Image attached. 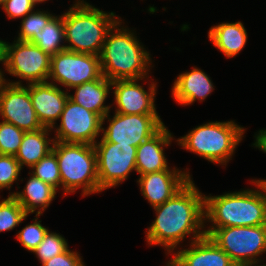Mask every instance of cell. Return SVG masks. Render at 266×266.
Returning <instances> with one entry per match:
<instances>
[{
	"label": "cell",
	"mask_w": 266,
	"mask_h": 266,
	"mask_svg": "<svg viewBox=\"0 0 266 266\" xmlns=\"http://www.w3.org/2000/svg\"><path fill=\"white\" fill-rule=\"evenodd\" d=\"M0 64H4L2 57H0ZM4 70L2 71L0 68V92L3 90L4 86L7 84V79L4 76Z\"/></svg>",
	"instance_id": "obj_35"
},
{
	"label": "cell",
	"mask_w": 266,
	"mask_h": 266,
	"mask_svg": "<svg viewBox=\"0 0 266 266\" xmlns=\"http://www.w3.org/2000/svg\"><path fill=\"white\" fill-rule=\"evenodd\" d=\"M75 93H69V98L82 107L98 114L103 118L110 113V105H105L108 95L111 93V81L105 78H98L91 82H85L81 85L74 86Z\"/></svg>",
	"instance_id": "obj_20"
},
{
	"label": "cell",
	"mask_w": 266,
	"mask_h": 266,
	"mask_svg": "<svg viewBox=\"0 0 266 266\" xmlns=\"http://www.w3.org/2000/svg\"><path fill=\"white\" fill-rule=\"evenodd\" d=\"M0 57H1V40H0Z\"/></svg>",
	"instance_id": "obj_40"
},
{
	"label": "cell",
	"mask_w": 266,
	"mask_h": 266,
	"mask_svg": "<svg viewBox=\"0 0 266 266\" xmlns=\"http://www.w3.org/2000/svg\"><path fill=\"white\" fill-rule=\"evenodd\" d=\"M261 261L247 262V263H239L234 266H266V264L261 265Z\"/></svg>",
	"instance_id": "obj_36"
},
{
	"label": "cell",
	"mask_w": 266,
	"mask_h": 266,
	"mask_svg": "<svg viewBox=\"0 0 266 266\" xmlns=\"http://www.w3.org/2000/svg\"><path fill=\"white\" fill-rule=\"evenodd\" d=\"M28 174L30 177L27 179L22 192H12L9 195H12L18 201L28 215L34 212L37 215H42L55 199L58 191L31 173Z\"/></svg>",
	"instance_id": "obj_21"
},
{
	"label": "cell",
	"mask_w": 266,
	"mask_h": 266,
	"mask_svg": "<svg viewBox=\"0 0 266 266\" xmlns=\"http://www.w3.org/2000/svg\"><path fill=\"white\" fill-rule=\"evenodd\" d=\"M173 99L178 105H190L196 100L204 101L214 90L211 78L203 70L193 67L192 70L181 72L172 86Z\"/></svg>",
	"instance_id": "obj_19"
},
{
	"label": "cell",
	"mask_w": 266,
	"mask_h": 266,
	"mask_svg": "<svg viewBox=\"0 0 266 266\" xmlns=\"http://www.w3.org/2000/svg\"><path fill=\"white\" fill-rule=\"evenodd\" d=\"M255 142L252 144L255 148H258L263 153H266V129H261L255 134Z\"/></svg>",
	"instance_id": "obj_34"
},
{
	"label": "cell",
	"mask_w": 266,
	"mask_h": 266,
	"mask_svg": "<svg viewBox=\"0 0 266 266\" xmlns=\"http://www.w3.org/2000/svg\"><path fill=\"white\" fill-rule=\"evenodd\" d=\"M0 116L19 129L28 132L43 128L32 105L29 90L22 81L7 80L0 92Z\"/></svg>",
	"instance_id": "obj_13"
},
{
	"label": "cell",
	"mask_w": 266,
	"mask_h": 266,
	"mask_svg": "<svg viewBox=\"0 0 266 266\" xmlns=\"http://www.w3.org/2000/svg\"><path fill=\"white\" fill-rule=\"evenodd\" d=\"M94 147L97 155L99 187L102 192L123 183L133 170L137 172V147L106 142L103 138L97 140Z\"/></svg>",
	"instance_id": "obj_10"
},
{
	"label": "cell",
	"mask_w": 266,
	"mask_h": 266,
	"mask_svg": "<svg viewBox=\"0 0 266 266\" xmlns=\"http://www.w3.org/2000/svg\"><path fill=\"white\" fill-rule=\"evenodd\" d=\"M245 132L246 128L233 120L211 121L193 128L186 135L178 138L176 143L186 151L223 167L232 160Z\"/></svg>",
	"instance_id": "obj_5"
},
{
	"label": "cell",
	"mask_w": 266,
	"mask_h": 266,
	"mask_svg": "<svg viewBox=\"0 0 266 266\" xmlns=\"http://www.w3.org/2000/svg\"><path fill=\"white\" fill-rule=\"evenodd\" d=\"M55 16L48 11L33 10L22 18L20 32L16 40L29 41L34 34H39L44 26Z\"/></svg>",
	"instance_id": "obj_28"
},
{
	"label": "cell",
	"mask_w": 266,
	"mask_h": 266,
	"mask_svg": "<svg viewBox=\"0 0 266 266\" xmlns=\"http://www.w3.org/2000/svg\"><path fill=\"white\" fill-rule=\"evenodd\" d=\"M21 170L15 156L0 154V190L6 188L10 191L13 183L20 181Z\"/></svg>",
	"instance_id": "obj_31"
},
{
	"label": "cell",
	"mask_w": 266,
	"mask_h": 266,
	"mask_svg": "<svg viewBox=\"0 0 266 266\" xmlns=\"http://www.w3.org/2000/svg\"><path fill=\"white\" fill-rule=\"evenodd\" d=\"M1 57L8 74L26 80L28 84L48 81L51 56L36 44L14 40H1Z\"/></svg>",
	"instance_id": "obj_7"
},
{
	"label": "cell",
	"mask_w": 266,
	"mask_h": 266,
	"mask_svg": "<svg viewBox=\"0 0 266 266\" xmlns=\"http://www.w3.org/2000/svg\"><path fill=\"white\" fill-rule=\"evenodd\" d=\"M188 171V172H187ZM189 170L177 167L140 175L137 183L151 207L163 204L180 191L191 179Z\"/></svg>",
	"instance_id": "obj_15"
},
{
	"label": "cell",
	"mask_w": 266,
	"mask_h": 266,
	"mask_svg": "<svg viewBox=\"0 0 266 266\" xmlns=\"http://www.w3.org/2000/svg\"><path fill=\"white\" fill-rule=\"evenodd\" d=\"M102 77L100 56L67 49L51 56L48 80L55 85L64 86L67 91Z\"/></svg>",
	"instance_id": "obj_9"
},
{
	"label": "cell",
	"mask_w": 266,
	"mask_h": 266,
	"mask_svg": "<svg viewBox=\"0 0 266 266\" xmlns=\"http://www.w3.org/2000/svg\"><path fill=\"white\" fill-rule=\"evenodd\" d=\"M32 1L33 3H35V5H37V4H40L42 2L49 1V0H32Z\"/></svg>",
	"instance_id": "obj_38"
},
{
	"label": "cell",
	"mask_w": 266,
	"mask_h": 266,
	"mask_svg": "<svg viewBox=\"0 0 266 266\" xmlns=\"http://www.w3.org/2000/svg\"><path fill=\"white\" fill-rule=\"evenodd\" d=\"M29 215L12 196L0 201V232L13 230L19 226Z\"/></svg>",
	"instance_id": "obj_25"
},
{
	"label": "cell",
	"mask_w": 266,
	"mask_h": 266,
	"mask_svg": "<svg viewBox=\"0 0 266 266\" xmlns=\"http://www.w3.org/2000/svg\"><path fill=\"white\" fill-rule=\"evenodd\" d=\"M192 179L172 198L153 207L156 218L147 228L149 246H162L167 255L191 235V242L205 236L204 194ZM193 236V237H192Z\"/></svg>",
	"instance_id": "obj_1"
},
{
	"label": "cell",
	"mask_w": 266,
	"mask_h": 266,
	"mask_svg": "<svg viewBox=\"0 0 266 266\" xmlns=\"http://www.w3.org/2000/svg\"><path fill=\"white\" fill-rule=\"evenodd\" d=\"M7 0H0V6L4 4Z\"/></svg>",
	"instance_id": "obj_39"
},
{
	"label": "cell",
	"mask_w": 266,
	"mask_h": 266,
	"mask_svg": "<svg viewBox=\"0 0 266 266\" xmlns=\"http://www.w3.org/2000/svg\"><path fill=\"white\" fill-rule=\"evenodd\" d=\"M28 42L36 44L43 52L48 53L50 56L65 50L63 14L61 16L55 15L44 26L41 32L34 34Z\"/></svg>",
	"instance_id": "obj_24"
},
{
	"label": "cell",
	"mask_w": 266,
	"mask_h": 266,
	"mask_svg": "<svg viewBox=\"0 0 266 266\" xmlns=\"http://www.w3.org/2000/svg\"><path fill=\"white\" fill-rule=\"evenodd\" d=\"M63 13L67 50L100 56L108 32L121 19L114 12L102 11L84 0Z\"/></svg>",
	"instance_id": "obj_4"
},
{
	"label": "cell",
	"mask_w": 266,
	"mask_h": 266,
	"mask_svg": "<svg viewBox=\"0 0 266 266\" xmlns=\"http://www.w3.org/2000/svg\"><path fill=\"white\" fill-rule=\"evenodd\" d=\"M208 38L226 58H234L246 45L248 34L241 21L222 22L209 29Z\"/></svg>",
	"instance_id": "obj_22"
},
{
	"label": "cell",
	"mask_w": 266,
	"mask_h": 266,
	"mask_svg": "<svg viewBox=\"0 0 266 266\" xmlns=\"http://www.w3.org/2000/svg\"><path fill=\"white\" fill-rule=\"evenodd\" d=\"M27 89L39 122L43 127L53 128L61 117L69 92L50 81L28 84Z\"/></svg>",
	"instance_id": "obj_16"
},
{
	"label": "cell",
	"mask_w": 266,
	"mask_h": 266,
	"mask_svg": "<svg viewBox=\"0 0 266 266\" xmlns=\"http://www.w3.org/2000/svg\"><path fill=\"white\" fill-rule=\"evenodd\" d=\"M25 131L15 125L0 122V154L15 156L20 148V144Z\"/></svg>",
	"instance_id": "obj_29"
},
{
	"label": "cell",
	"mask_w": 266,
	"mask_h": 266,
	"mask_svg": "<svg viewBox=\"0 0 266 266\" xmlns=\"http://www.w3.org/2000/svg\"><path fill=\"white\" fill-rule=\"evenodd\" d=\"M59 126L52 128L58 142L94 145L101 134L102 118L70 98L65 103Z\"/></svg>",
	"instance_id": "obj_12"
},
{
	"label": "cell",
	"mask_w": 266,
	"mask_h": 266,
	"mask_svg": "<svg viewBox=\"0 0 266 266\" xmlns=\"http://www.w3.org/2000/svg\"><path fill=\"white\" fill-rule=\"evenodd\" d=\"M52 151L58 160L64 196L76 192L79 188L83 197L102 192L99 187L94 145L54 141Z\"/></svg>",
	"instance_id": "obj_6"
},
{
	"label": "cell",
	"mask_w": 266,
	"mask_h": 266,
	"mask_svg": "<svg viewBox=\"0 0 266 266\" xmlns=\"http://www.w3.org/2000/svg\"><path fill=\"white\" fill-rule=\"evenodd\" d=\"M263 189L265 196H266V179H254Z\"/></svg>",
	"instance_id": "obj_37"
},
{
	"label": "cell",
	"mask_w": 266,
	"mask_h": 266,
	"mask_svg": "<svg viewBox=\"0 0 266 266\" xmlns=\"http://www.w3.org/2000/svg\"><path fill=\"white\" fill-rule=\"evenodd\" d=\"M139 79L111 81L115 101V112L121 114H158L155 97L157 86L151 81L148 92L140 85Z\"/></svg>",
	"instance_id": "obj_14"
},
{
	"label": "cell",
	"mask_w": 266,
	"mask_h": 266,
	"mask_svg": "<svg viewBox=\"0 0 266 266\" xmlns=\"http://www.w3.org/2000/svg\"><path fill=\"white\" fill-rule=\"evenodd\" d=\"M174 137L165 124L149 139L143 141L136 151V170L139 175L167 170L169 168L164 148L170 146Z\"/></svg>",
	"instance_id": "obj_18"
},
{
	"label": "cell",
	"mask_w": 266,
	"mask_h": 266,
	"mask_svg": "<svg viewBox=\"0 0 266 266\" xmlns=\"http://www.w3.org/2000/svg\"><path fill=\"white\" fill-rule=\"evenodd\" d=\"M35 3L32 0H7L1 8L9 19L24 18L35 10Z\"/></svg>",
	"instance_id": "obj_32"
},
{
	"label": "cell",
	"mask_w": 266,
	"mask_h": 266,
	"mask_svg": "<svg viewBox=\"0 0 266 266\" xmlns=\"http://www.w3.org/2000/svg\"><path fill=\"white\" fill-rule=\"evenodd\" d=\"M68 248V242L62 235L48 231L44 239L33 250V253L42 264L54 256L65 252Z\"/></svg>",
	"instance_id": "obj_27"
},
{
	"label": "cell",
	"mask_w": 266,
	"mask_h": 266,
	"mask_svg": "<svg viewBox=\"0 0 266 266\" xmlns=\"http://www.w3.org/2000/svg\"><path fill=\"white\" fill-rule=\"evenodd\" d=\"M122 23L120 19L113 26L103 44L100 54L102 74L110 81L148 80L153 67L151 55L141 45L142 42H139L134 30L121 26Z\"/></svg>",
	"instance_id": "obj_2"
},
{
	"label": "cell",
	"mask_w": 266,
	"mask_h": 266,
	"mask_svg": "<svg viewBox=\"0 0 266 266\" xmlns=\"http://www.w3.org/2000/svg\"><path fill=\"white\" fill-rule=\"evenodd\" d=\"M51 131L52 128L43 127L24 133L20 148L15 155L22 169L25 165L31 168L52 151L54 139L48 137Z\"/></svg>",
	"instance_id": "obj_23"
},
{
	"label": "cell",
	"mask_w": 266,
	"mask_h": 266,
	"mask_svg": "<svg viewBox=\"0 0 266 266\" xmlns=\"http://www.w3.org/2000/svg\"><path fill=\"white\" fill-rule=\"evenodd\" d=\"M30 170L33 176L39 178L44 183L54 187L56 190L61 188V178L59 164L56 154L51 151L37 164L33 165Z\"/></svg>",
	"instance_id": "obj_26"
},
{
	"label": "cell",
	"mask_w": 266,
	"mask_h": 266,
	"mask_svg": "<svg viewBox=\"0 0 266 266\" xmlns=\"http://www.w3.org/2000/svg\"><path fill=\"white\" fill-rule=\"evenodd\" d=\"M82 261V256L77 251L68 248L65 252L45 261L41 266H85Z\"/></svg>",
	"instance_id": "obj_33"
},
{
	"label": "cell",
	"mask_w": 266,
	"mask_h": 266,
	"mask_svg": "<svg viewBox=\"0 0 266 266\" xmlns=\"http://www.w3.org/2000/svg\"><path fill=\"white\" fill-rule=\"evenodd\" d=\"M112 117V118H110ZM107 119L108 127L103 128ZM164 125L158 114L109 113L102 118V138L106 142L120 143L138 147L153 136Z\"/></svg>",
	"instance_id": "obj_11"
},
{
	"label": "cell",
	"mask_w": 266,
	"mask_h": 266,
	"mask_svg": "<svg viewBox=\"0 0 266 266\" xmlns=\"http://www.w3.org/2000/svg\"><path fill=\"white\" fill-rule=\"evenodd\" d=\"M250 183L257 189L204 196L205 223L211 224L207 229L205 225L206 236L216 228L266 224L265 193L255 180L252 179Z\"/></svg>",
	"instance_id": "obj_3"
},
{
	"label": "cell",
	"mask_w": 266,
	"mask_h": 266,
	"mask_svg": "<svg viewBox=\"0 0 266 266\" xmlns=\"http://www.w3.org/2000/svg\"><path fill=\"white\" fill-rule=\"evenodd\" d=\"M209 237L234 264L262 261L266 253V224L216 228Z\"/></svg>",
	"instance_id": "obj_8"
},
{
	"label": "cell",
	"mask_w": 266,
	"mask_h": 266,
	"mask_svg": "<svg viewBox=\"0 0 266 266\" xmlns=\"http://www.w3.org/2000/svg\"><path fill=\"white\" fill-rule=\"evenodd\" d=\"M40 216L41 215L35 214V218L32 220L33 223L26 225L22 230L18 231L16 235V239L31 253L49 231L47 227H44L41 224V221L39 220Z\"/></svg>",
	"instance_id": "obj_30"
},
{
	"label": "cell",
	"mask_w": 266,
	"mask_h": 266,
	"mask_svg": "<svg viewBox=\"0 0 266 266\" xmlns=\"http://www.w3.org/2000/svg\"><path fill=\"white\" fill-rule=\"evenodd\" d=\"M190 246L178 249L166 266H234L230 257L209 237L189 242Z\"/></svg>",
	"instance_id": "obj_17"
}]
</instances>
